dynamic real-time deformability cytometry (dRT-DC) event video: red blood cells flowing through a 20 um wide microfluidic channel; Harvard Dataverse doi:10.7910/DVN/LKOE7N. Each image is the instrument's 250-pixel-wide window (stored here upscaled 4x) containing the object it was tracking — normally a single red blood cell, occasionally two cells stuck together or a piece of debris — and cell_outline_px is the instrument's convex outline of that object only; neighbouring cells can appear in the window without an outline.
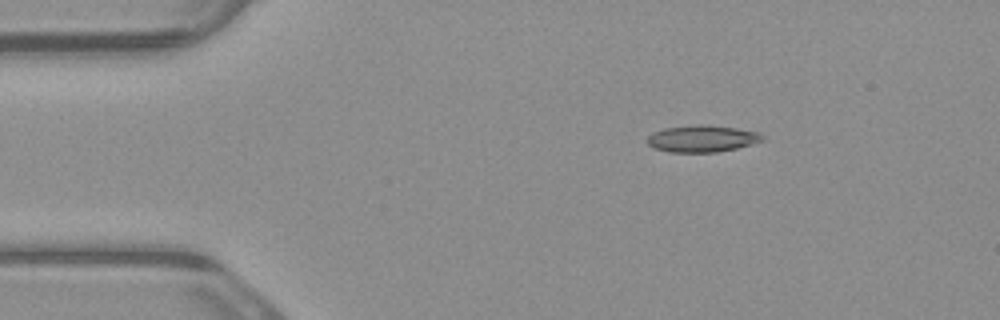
{"species": "common noctule bat (a hibernating species)", "species_latin": "Nyctalus noctula", "temperature_condition": "warm", "stored_images_in_passage": 3, "camera_frame_rate_fps": 3000, "um_per_image_px": 0.085, "animal": {"sex": "male", "body_mass_g": 23.1, "forearm_length_mm": 52.7}, "frame": {"image": 1, "passage_image": 1, "time_ms": 0.0, "image_size_px": [1000, 320], "cell_outline_px": [[764, 140], [736, 148], [716, 152], [668, 152], [656, 148], [648, 144], [644, 140], [652, 132], [664, 128], [692, 124], [704, 124], [736, 128], [760, 132], [764, 136]], "centroid_in_image_um": [59.65, 11.77], "position_along_channel_um": 25.4, "area_um2": 18.15}}